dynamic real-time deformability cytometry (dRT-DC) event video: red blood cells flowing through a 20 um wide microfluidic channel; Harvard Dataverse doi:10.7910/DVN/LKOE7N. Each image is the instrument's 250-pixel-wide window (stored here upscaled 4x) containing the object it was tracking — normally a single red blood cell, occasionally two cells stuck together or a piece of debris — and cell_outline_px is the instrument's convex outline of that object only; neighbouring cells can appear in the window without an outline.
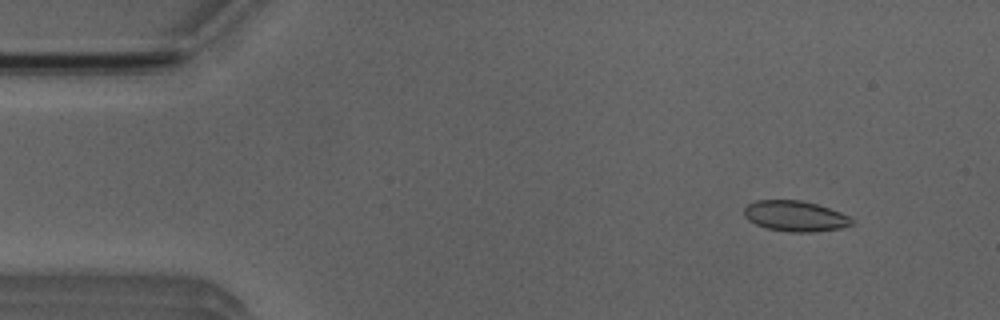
{"species": "Egyptian fruit bat (a non-hibernating species)", "species_latin": "Rousettus aegyptiacus", "temperature_condition": "room temperature", "stored_images_in_passage": 51, "camera_frame_rate_fps": 3000, "um_per_image_px": 0.085, "animal": {"sex": "male"}, "frame": {"image": 1, "passage_image": 5, "time_ms": 1.333, "image_size_px": [1000, 320], "cell_outline_px": [[852, 224], [840, 228], [812, 232], [788, 232], [768, 228], [756, 224], [748, 220], [744, 216], [744, 208], [748, 204], [756, 200], [800, 200], [816, 204], [840, 212], [848, 216], [852, 220]], "centroid_in_image_um": [67.55, 18.36], "position_along_channel_um": 17.4, "area_um2": 19.02}}
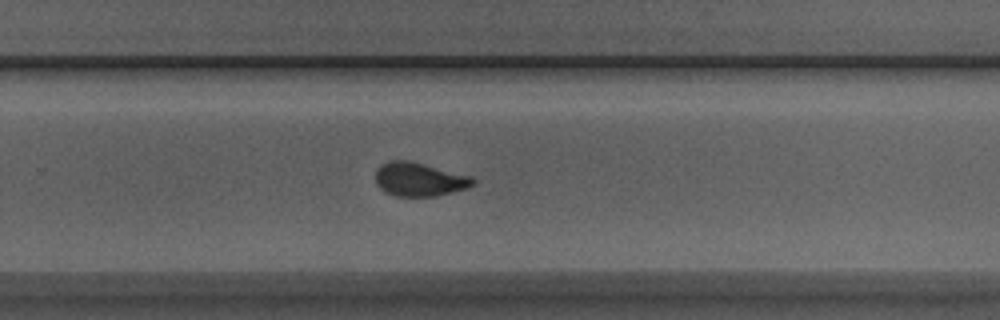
{"frame": {"image": 2, "passage_image": 33, "time_ms": 10.667, "image_size_px": [1000, 320], "cell_outline_px": [[476, 184], [468, 188], [436, 196], [396, 196], [380, 188], [376, 184], [376, 168], [380, 164], [388, 160], [408, 160], [472, 176], [476, 180]], "centroid_in_image_um": [35.65, 15.23], "position_along_channel_um": 294.1, "area_um2": 19.25}}
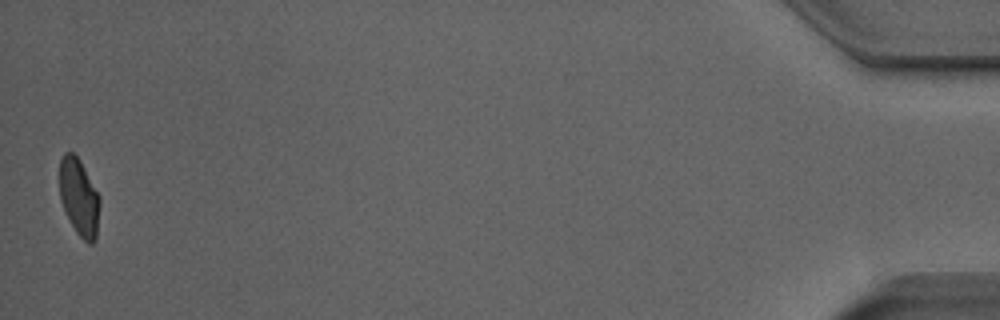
{"frame": {"image": 3, "passage_image": 51, "time_ms": 16.667, "image_size_px": [1000, 320], "cell_outline_px": [[100, 204], [96, 240], [92, 244], [88, 244], [76, 232], [60, 200], [60, 160], [64, 152], [72, 152], [80, 160], [100, 196]], "centroid_in_image_um": [6.74, 16.77], "position_along_channel_um": 428.5, "area_um2": 18.03}, "authors_computed_cell_mechanics": {"area_um2": 19.1896, "velocity_mm_per_s": 3.9252, "shape_relaxation_time_tau1_ms": 4.4482, "shape_relaxation_time_tau2_ms": null, "deformation_change_tau1": 0.1315, "deformation_change_tau2": null}}